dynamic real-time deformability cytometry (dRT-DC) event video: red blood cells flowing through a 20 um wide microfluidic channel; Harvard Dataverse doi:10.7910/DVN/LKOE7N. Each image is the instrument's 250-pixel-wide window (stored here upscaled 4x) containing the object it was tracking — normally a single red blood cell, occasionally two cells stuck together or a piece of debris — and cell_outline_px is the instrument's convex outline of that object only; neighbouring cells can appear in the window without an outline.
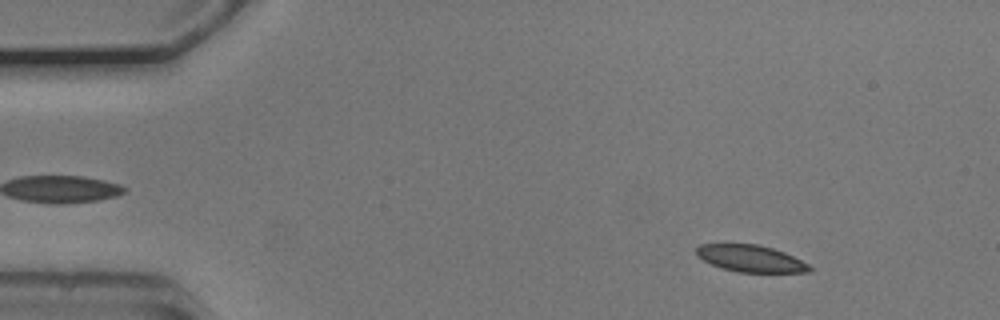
{"species": "common noctule bat (a hibernating species)", "species_latin": "Nyctalus noctula", "temperature_condition": "cold", "stored_images_in_passage": 53, "camera_frame_rate_fps": 3000, "um_per_image_px": 0.085, "animal": {"sex": "male", "body_mass_g": 20.5, "forearm_length_mm": 52.5}, "frame": {"image": 1, "passage_image": 6, "time_ms": 1.667, "image_size_px": [1000, 320], "cell_outline_px": [[812, 272], [736, 272], [712, 264], [696, 256], [696, 248], [700, 244], [756, 244], [772, 248], [784, 252], [808, 264], [812, 268]], "centroid_in_image_um": [63.8, 21.97], "position_along_channel_um": 21.2, "area_um2": 17.51}}
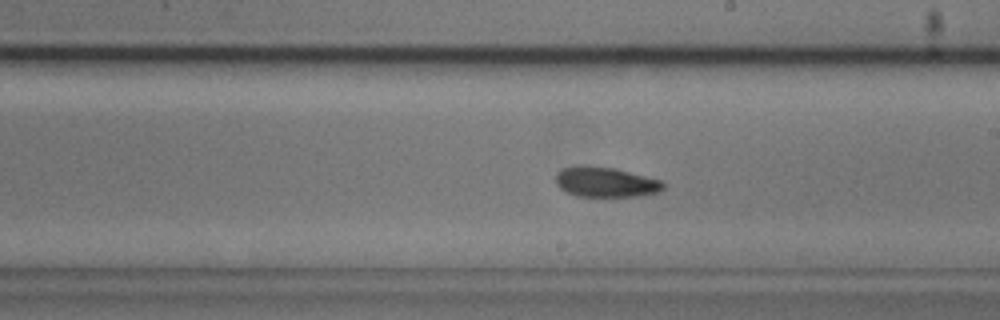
{"frame": {"image": 2, "passage_image": 30, "time_ms": 9.667, "image_size_px": [1000, 320], "cell_outline_px": [[664, 188], [660, 192], [636, 196], [576, 196], [564, 192], [556, 184], [556, 172], [564, 168], [580, 164], [616, 168], [664, 180]], "centroid_in_image_um": [51.48, 15.46], "position_along_channel_um": 237.5, "area_um2": 19.25}}
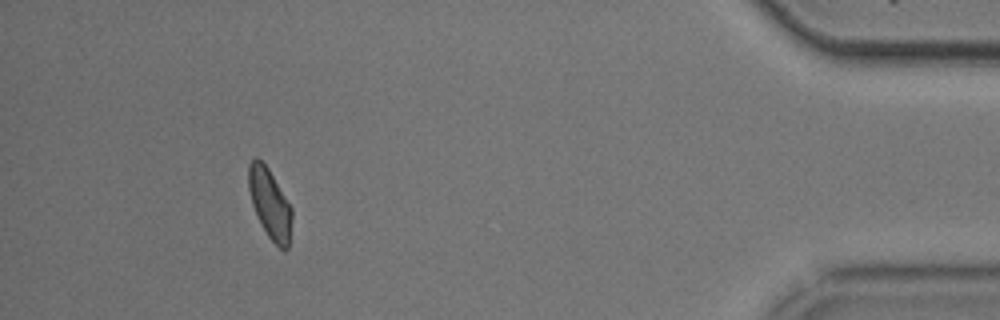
{"frame": {"image": 3, "passage_image": 49, "time_ms": 16.0, "image_size_px": [1000, 320], "cell_outline_px": [[292, 220], [288, 248], [284, 252], [268, 236], [260, 224], [252, 204], [248, 188], [248, 164], [256, 156], [268, 168], [292, 208]], "centroid_in_image_um": [22.93, 17.32], "position_along_channel_um": 412.3, "area_um2": 17.63}, "authors_computed_cell_mechanics": {"area_um2": 18.7272, "velocity_mm_per_s": 3.7181, "shape_relaxation_time_tau1_ms": 5.8812, "shape_relaxation_time_tau2_ms": 6.0683, "deformation_change_tau1": 0.153, "deformation_change_tau2": 0.1085}}